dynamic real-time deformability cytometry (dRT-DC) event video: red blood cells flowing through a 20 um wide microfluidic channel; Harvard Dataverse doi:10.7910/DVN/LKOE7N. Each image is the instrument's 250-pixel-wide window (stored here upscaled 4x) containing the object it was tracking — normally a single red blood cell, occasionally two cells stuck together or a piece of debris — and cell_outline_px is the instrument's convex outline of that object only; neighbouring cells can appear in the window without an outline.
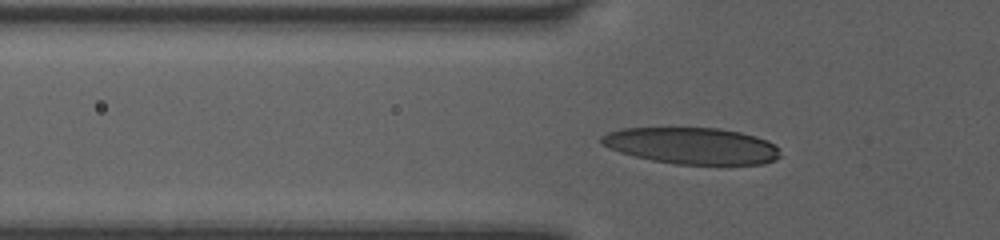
{"species": "human", "species_latin": "Homo sapiens", "temperature_condition": "room temperature", "stored_images_in_passage": 34, "camera_frame_rate_fps": 3000, "um_per_image_px": 0.085, "donor": {"sex": "female"}, "frame": {"image": 1, "passage_image": 5, "time_ms": 1.333, "image_size_px": [1000, 240], "cell_outline_px": [[780, 156], [776, 160], [764, 164], [676, 164], [652, 160], [620, 152], [600, 144], [600, 136], [608, 132], [620, 128], [720, 128], [740, 132], [756, 136], [768, 140], [780, 148]], "centroid_in_image_um": [58.83, 12.39], "position_along_channel_um": 67.0, "area_um2": 38.21}}
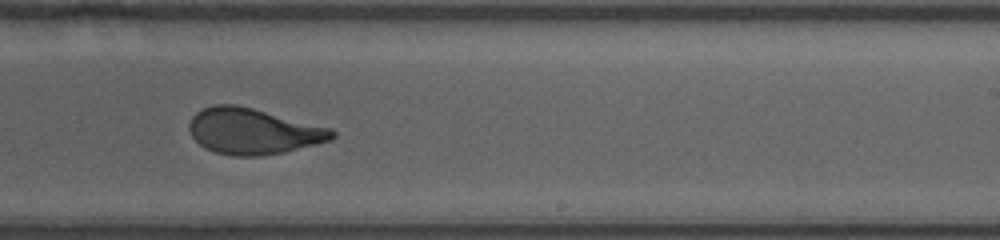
{"frame": {"image": 2, "passage_image": 20, "time_ms": 6.333, "image_size_px": [1000, 240], "cell_outline_px": [[336, 136], [332, 140], [284, 152], [260, 156], [232, 156], [216, 152], [204, 148], [192, 136], [188, 128], [188, 124], [192, 116], [196, 112], [204, 108], [216, 104], [236, 104], [332, 128], [336, 132]], "centroid_in_image_um": [21.52, 11.16], "position_along_channel_um": 267.5, "area_um2": 38.26}}
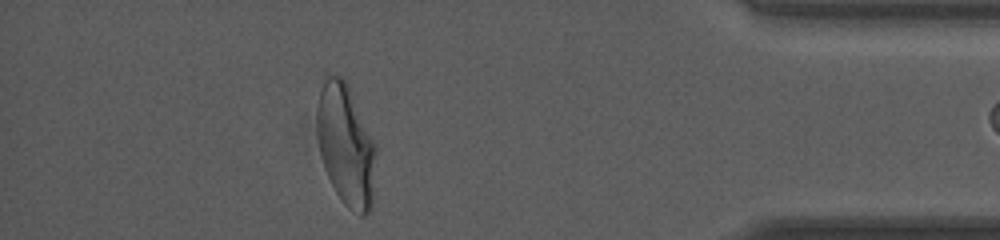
{"frame": {"image": 3, "passage_image": 33, "time_ms": 10.667, "image_size_px": [1000, 240], "cell_outline_px": [[376, 152], [372, 208], [364, 216], [360, 216], [348, 208], [344, 204], [336, 192], [324, 168], [320, 156], [316, 136], [316, 112], [320, 88], [328, 72], [340, 76], [348, 84], [376, 144]], "centroid_in_image_um": [29.39, 12.31], "position_along_channel_um": 405.8, "area_um2": 42.37}}